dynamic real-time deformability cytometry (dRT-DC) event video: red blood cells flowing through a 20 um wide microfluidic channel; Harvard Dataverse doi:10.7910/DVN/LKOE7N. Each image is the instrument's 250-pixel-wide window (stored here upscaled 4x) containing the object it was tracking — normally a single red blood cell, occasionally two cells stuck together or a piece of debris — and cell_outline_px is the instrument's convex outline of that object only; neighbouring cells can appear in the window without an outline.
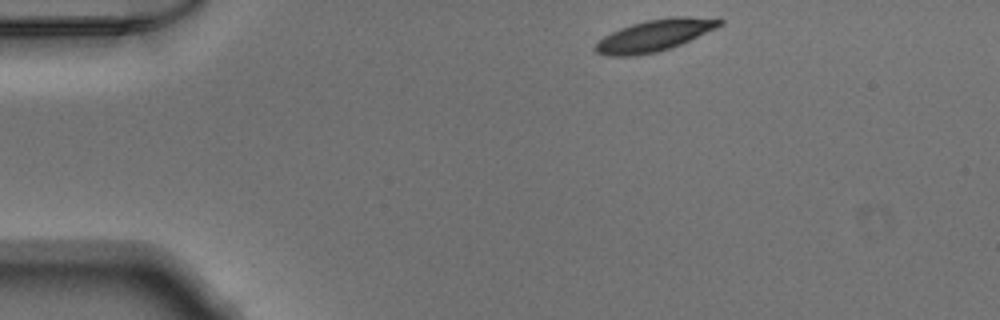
{"species": "Egyptian fruit bat (a non-hibernating species)", "species_latin": "Rousettus aegyptiacus", "temperature_condition": "warm", "stored_images_in_passage": 43, "camera_frame_rate_fps": 3000, "um_per_image_px": 0.085, "animal": {"sex": "male"}, "frame": {"image": 1, "passage_image": 1, "time_ms": 0.0, "image_size_px": [1000, 320], "cell_outline_px": [[724, 24], [716, 28], [680, 44], [656, 52], [632, 56], [608, 56], [596, 52], [592, 48], [604, 36], [620, 28], [632, 24], [648, 20], [676, 16], [684, 16], [724, 20]], "centroid_in_image_um": [55.6, 3.01], "position_along_channel_um": 29.4, "area_um2": 22.48}}
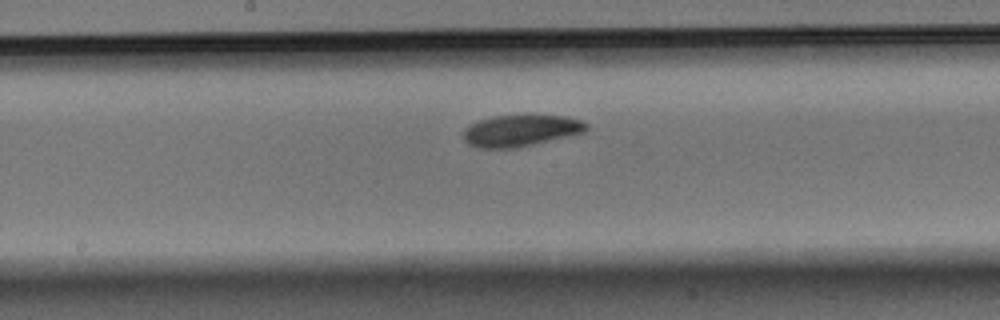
{"frame": {"image": 2, "passage_image": 19, "time_ms": 6.0, "image_size_px": [1000, 320], "cell_outline_px": [[588, 128], [584, 132], [516, 148], [476, 148], [468, 144], [464, 140], [464, 128], [480, 120], [496, 116], [524, 112], [528, 112], [568, 116], [580, 120], [588, 124]], "centroid_in_image_um": [44.28, 11.05], "position_along_channel_um": 203.9, "area_um2": 23.35}}
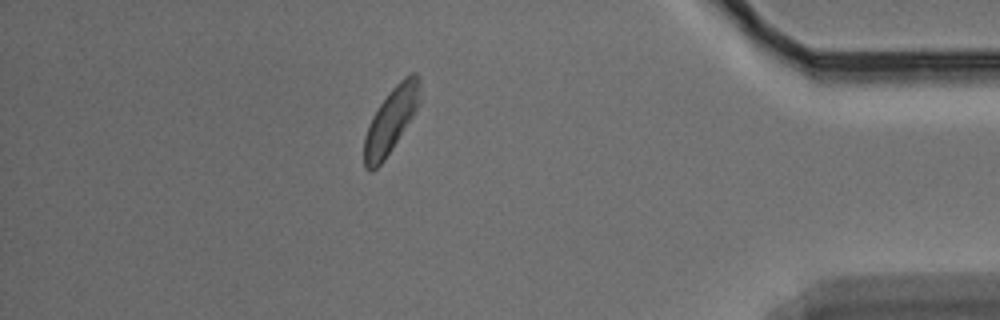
{"frame": {"image": 3, "passage_image": 37, "time_ms": 12.0, "image_size_px": [1000, 320], "cell_outline_px": [[420, 104], [392, 148], [384, 160], [372, 172], [368, 172], [364, 168], [364, 136], [368, 124], [372, 116], [388, 92], [404, 76], [412, 72], [416, 72], [420, 76]], "centroid_in_image_um": [33.23, 10.2], "position_along_channel_um": 402.0, "area_um2": 21.21}}